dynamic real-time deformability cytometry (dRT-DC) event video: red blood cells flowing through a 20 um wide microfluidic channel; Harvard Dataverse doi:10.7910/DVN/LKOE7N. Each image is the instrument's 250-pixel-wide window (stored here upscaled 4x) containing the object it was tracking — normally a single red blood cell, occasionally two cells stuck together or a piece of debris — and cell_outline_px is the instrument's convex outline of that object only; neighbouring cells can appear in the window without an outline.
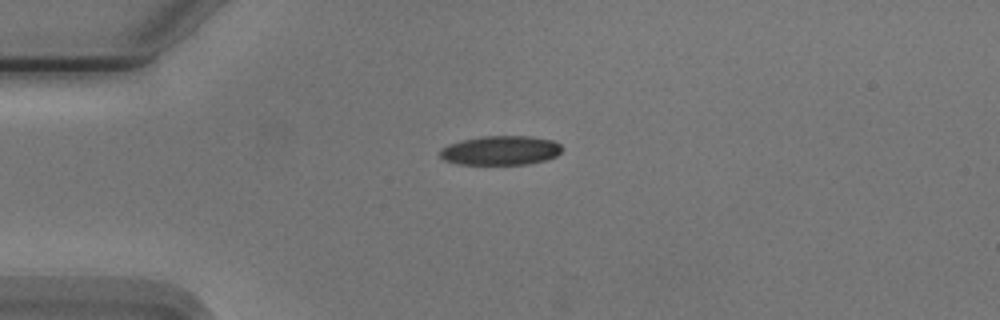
{"species": "Egyptian fruit bat (a non-hibernating species)", "species_latin": "Rousettus aegyptiacus", "temperature_condition": "cold", "stored_images_in_passage": 15, "camera_frame_rate_fps": 3000, "um_per_image_px": 0.085, "animal": {"sex": "male"}, "frame": {"image": 1, "passage_image": 1, "time_ms": 0.0, "image_size_px": [1000, 320], "cell_outline_px": [[564, 148], [556, 156], [544, 160], [528, 164], [456, 164], [444, 160], [440, 156], [440, 148], [448, 144], [460, 140], [480, 136], [532, 136], [556, 140]], "centroid_in_image_um": [42.56, 12.77], "position_along_channel_um": 42.4, "area_um2": 21.1}}
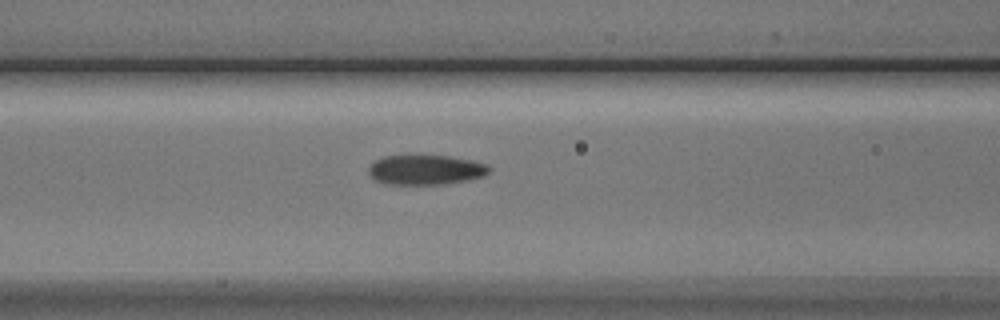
{"frame": {"image": 2, "passage_image": 10, "time_ms": 3.0, "image_size_px": [1000, 320], "cell_outline_px": [[488, 172], [484, 176], [444, 184], [388, 184], [376, 180], [368, 172], [368, 168], [376, 160], [384, 156], [408, 152], [448, 156], [472, 160], [488, 164]], "centroid_in_image_um": [36.13, 14.38], "position_along_channel_um": 130.5, "area_um2": 21.5}}
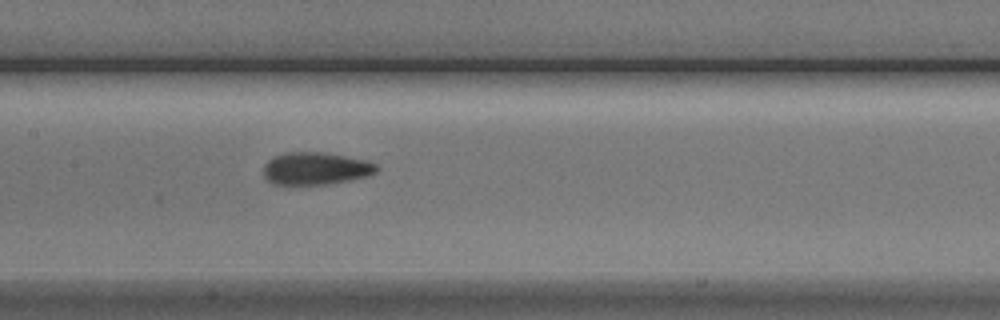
{"frame": {"image": 3, "passage_image": 14, "time_ms": 4.333, "image_size_px": [1000, 320], "cell_outline_px": [[380, 168], [376, 172], [368, 176], [328, 184], [272, 184], [264, 176], [264, 164], [272, 156], [284, 152], [324, 152], [368, 160], [376, 164]], "centroid_in_image_um": [26.84, 14.31], "position_along_channel_um": 180.6, "area_um2": 21.56}}